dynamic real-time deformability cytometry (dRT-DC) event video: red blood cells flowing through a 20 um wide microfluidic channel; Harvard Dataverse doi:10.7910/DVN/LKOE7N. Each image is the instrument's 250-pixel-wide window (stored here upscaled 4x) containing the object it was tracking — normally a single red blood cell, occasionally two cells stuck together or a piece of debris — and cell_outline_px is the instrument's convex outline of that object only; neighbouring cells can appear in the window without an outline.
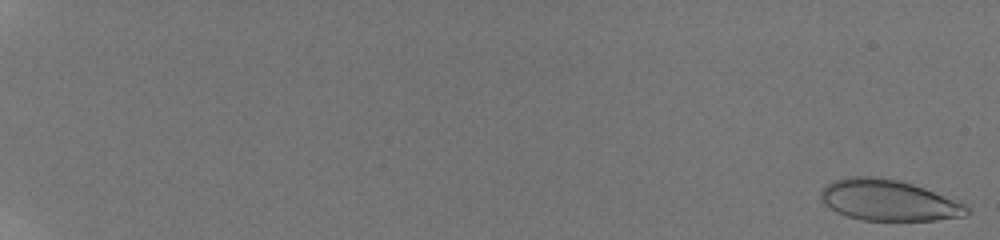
{"species": "human", "species_latin": "Homo sapiens", "temperature_condition": "room temperature", "stored_images_in_passage": 21, "camera_frame_rate_fps": 3000, "um_per_image_px": 0.085, "donor": {"sex": "male"}, "frame": {"image": 1, "passage_image": 1, "time_ms": 0.0, "image_size_px": [1000, 240], "cell_outline_px": [[972, 212], [964, 216], [936, 220], [860, 220], [836, 212], [824, 204], [820, 196], [820, 192], [824, 184], [832, 180], [848, 176], [880, 176], [900, 180], [924, 188], [964, 204]], "centroid_in_image_um": [75.46, 17.01], "position_along_channel_um": 9.5, "area_um2": 35.03}}
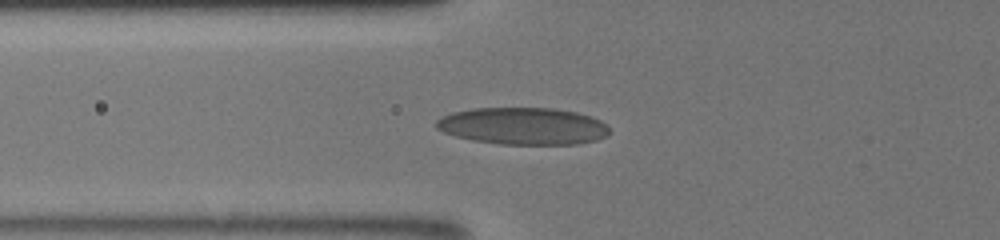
{"frame": {"image": 2, "passage_image": 17, "time_ms": 7.667, "image_size_px": [1000, 240], "cell_outline_px": [[608, 136], [596, 140], [576, 144], [500, 144], [472, 140], [456, 136], [444, 132], [436, 128], [436, 120], [452, 112], [472, 108], [552, 108], [576, 112], [592, 116], [608, 124]], "centroid_in_image_um": [44.48, 10.71], "position_along_channel_um": 81.3, "area_um2": 37.51}}
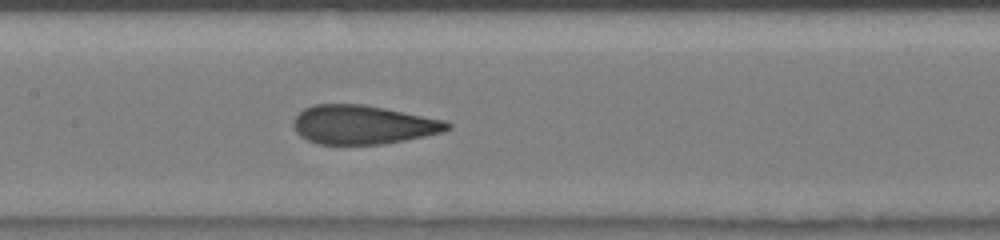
{"frame": {"image": 3, "passage_image": 21, "time_ms": 10.0, "image_size_px": [1000, 240], "cell_outline_px": [[452, 128], [444, 132], [384, 144], [316, 144], [300, 136], [296, 132], [292, 124], [296, 116], [304, 108], [312, 104], [364, 104], [444, 120], [452, 124]], "centroid_in_image_um": [30.84, 10.6], "position_along_channel_um": 176.6, "area_um2": 34.91}}